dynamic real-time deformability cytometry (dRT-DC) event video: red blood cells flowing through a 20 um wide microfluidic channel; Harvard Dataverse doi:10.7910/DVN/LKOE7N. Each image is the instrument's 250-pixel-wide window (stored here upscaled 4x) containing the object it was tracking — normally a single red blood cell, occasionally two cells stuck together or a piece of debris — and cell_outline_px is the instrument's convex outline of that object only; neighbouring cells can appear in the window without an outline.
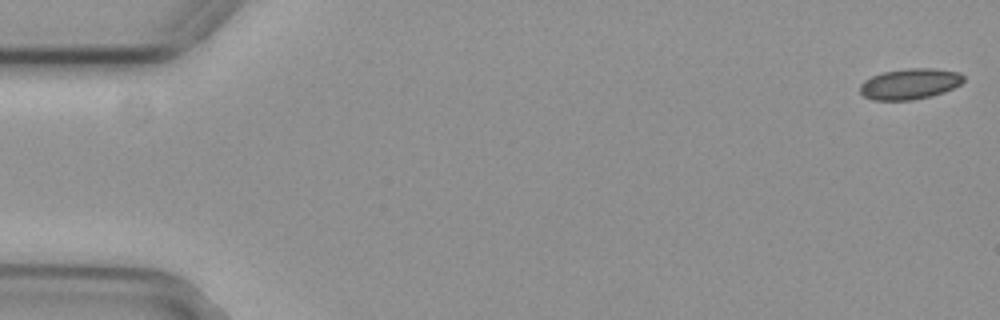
{"species": "common noctule bat (a hibernating species)", "species_latin": "Nyctalus noctula", "temperature_condition": "cold", "stored_images_in_passage": 55, "camera_frame_rate_fps": 3000, "um_per_image_px": 0.085, "animal": {"sex": "female", "body_mass_g": 29.2, "forearm_length_mm": 56.3}, "frame": {"image": 1, "passage_image": 1, "time_ms": 0.0, "image_size_px": [1000, 320], "cell_outline_px": [[964, 80], [960, 84], [944, 92], [932, 96], [912, 100], [872, 100], [864, 96], [860, 92], [860, 84], [864, 80], [872, 76], [884, 72], [908, 68], [932, 68], [960, 72], [964, 76]], "centroid_in_image_um": [77.34, 7.13], "position_along_channel_um": 7.7, "area_um2": 18.61}}
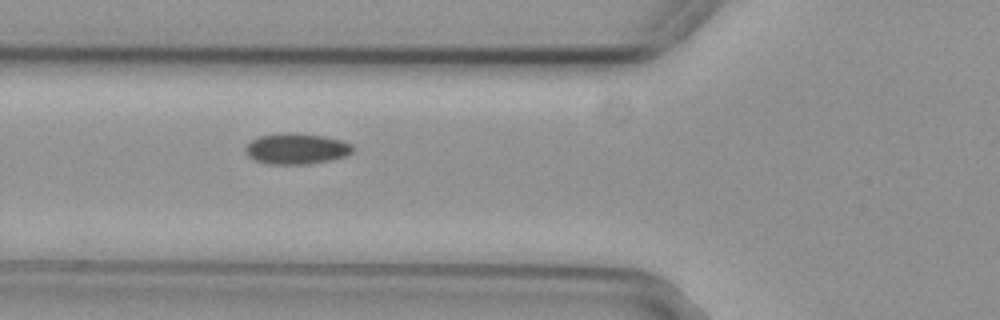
{"frame": {"image": 2, "passage_image": 20, "time_ms": 6.333, "image_size_px": [1000, 320], "cell_outline_px": [[352, 152], [348, 156], [332, 160], [308, 164], [268, 164], [256, 160], [248, 156], [244, 148], [252, 140], [260, 136], [280, 132], [296, 132], [324, 136], [344, 140], [352, 144]], "centroid_in_image_um": [25.23, 12.63], "position_along_channel_um": 100.6, "area_um2": 19.59}}
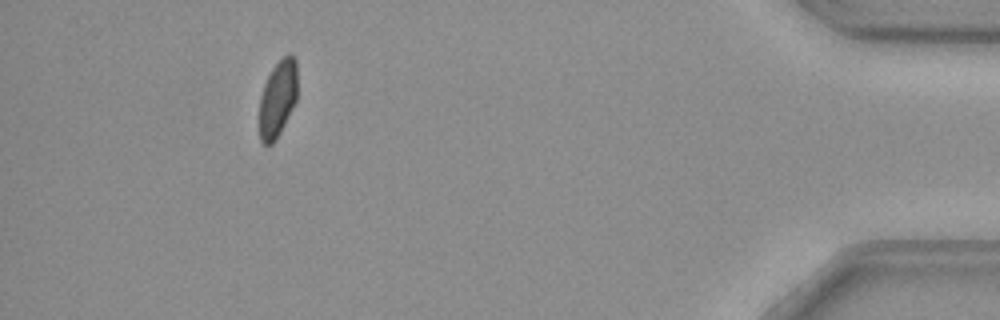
{"frame": {"image": 3, "passage_image": 50, "time_ms": 16.333, "image_size_px": [1000, 320], "cell_outline_px": [[296, 100], [276, 140], [272, 144], [264, 144], [260, 140], [260, 96], [264, 84], [272, 68], [288, 52], [292, 52], [296, 60]], "centroid_in_image_um": [23.6, 8.36], "position_along_channel_um": 411.6, "area_um2": 16.82}, "authors_computed_cell_mechanics": {"area_um2": 18.7272, "velocity_mm_per_s": 3.7647, "shape_relaxation_time_tau1_ms": null, "shape_relaxation_time_tau2_ms": 6.3248, "deformation_change_tau1": null, "deformation_change_tau2": 0.0867}}